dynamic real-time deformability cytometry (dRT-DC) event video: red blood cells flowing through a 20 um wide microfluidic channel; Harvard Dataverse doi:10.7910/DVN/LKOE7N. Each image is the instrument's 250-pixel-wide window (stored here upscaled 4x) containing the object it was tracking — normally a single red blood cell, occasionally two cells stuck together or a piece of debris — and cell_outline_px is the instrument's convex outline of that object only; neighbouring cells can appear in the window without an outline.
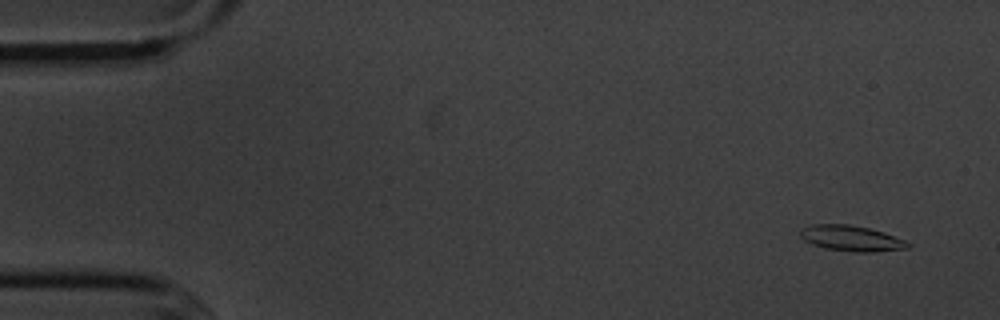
{"species": "common noctule bat (a hibernating species)", "species_latin": "Nyctalus noctula", "temperature_condition": "cold", "stored_images_in_passage": 4, "camera_frame_rate_fps": 3000, "um_per_image_px": 0.085, "animal": {"sex": "male", "body_mass_g": 20.1, "forearm_length_mm": 53.5}, "frame": {"image": 1, "passage_image": 1, "time_ms": 0.0, "image_size_px": [1000, 320], "cell_outline_px": [[912, 244], [908, 248], [872, 252], [852, 252], [824, 248], [812, 244], [804, 240], [800, 236], [800, 228], [812, 224], [848, 224], [868, 228], [884, 232], [904, 240]], "centroid_in_image_um": [72.34, 20.26], "position_along_channel_um": 12.7, "area_um2": 16.13}}
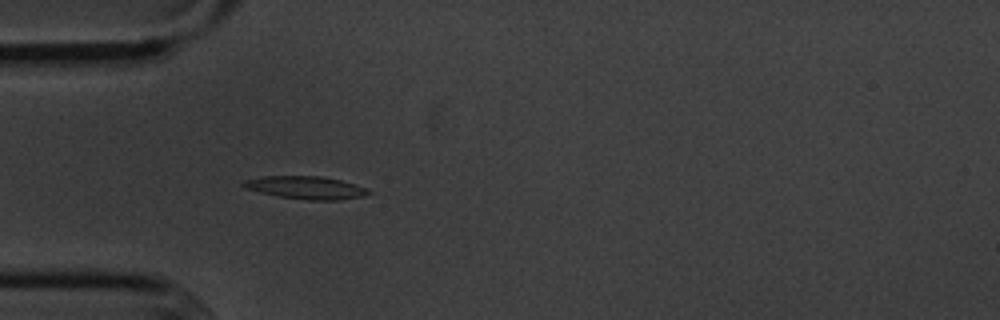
{"frame": {"image": 2, "passage_image": 4, "time_ms": 4.333, "image_size_px": [1000, 320], "cell_outline_px": [[372, 192], [364, 196], [336, 200], [308, 200], [276, 196], [244, 188], [240, 184], [244, 180], [260, 176], [320, 176], [340, 180], [364, 188]], "centroid_in_image_um": [25.92, 15.95], "position_along_channel_um": 59.1, "area_um2": 16.53}}